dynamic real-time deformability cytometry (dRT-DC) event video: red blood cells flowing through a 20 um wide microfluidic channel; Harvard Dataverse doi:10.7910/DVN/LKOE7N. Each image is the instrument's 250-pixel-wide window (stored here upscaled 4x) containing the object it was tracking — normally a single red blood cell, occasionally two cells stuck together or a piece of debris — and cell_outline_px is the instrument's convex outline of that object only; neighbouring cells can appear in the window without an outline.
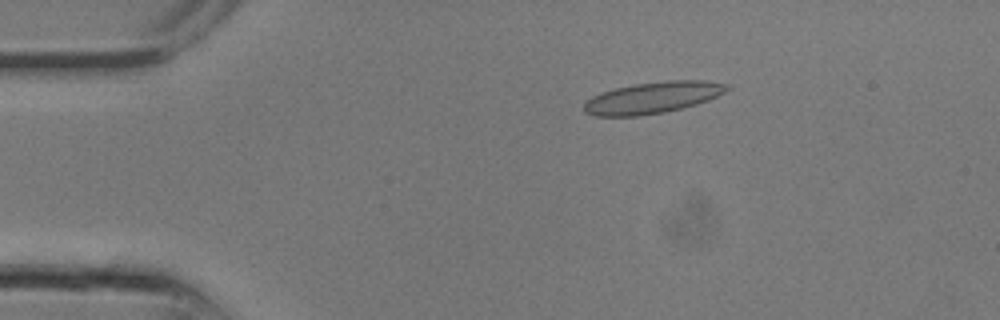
{"species": "common noctule bat (a hibernating species)", "species_latin": "Nyctalus noctula", "temperature_condition": "room temperature", "stored_images_in_passage": 8, "camera_frame_rate_fps": 3000, "um_per_image_px": 0.085, "animal": {"sex": "male", "body_mass_g": 13.3}, "frame": {"image": 1, "passage_image": 5, "time_ms": 1.333, "image_size_px": [1000, 320], "cell_outline_px": [[732, 88], [708, 100], [696, 104], [664, 112], [636, 116], [596, 116], [584, 112], [584, 104], [592, 96], [616, 88], [636, 84], [668, 80], [704, 80], [728, 84]], "centroid_in_image_um": [55.5, 8.29], "position_along_channel_um": 29.5, "area_um2": 25.95}}